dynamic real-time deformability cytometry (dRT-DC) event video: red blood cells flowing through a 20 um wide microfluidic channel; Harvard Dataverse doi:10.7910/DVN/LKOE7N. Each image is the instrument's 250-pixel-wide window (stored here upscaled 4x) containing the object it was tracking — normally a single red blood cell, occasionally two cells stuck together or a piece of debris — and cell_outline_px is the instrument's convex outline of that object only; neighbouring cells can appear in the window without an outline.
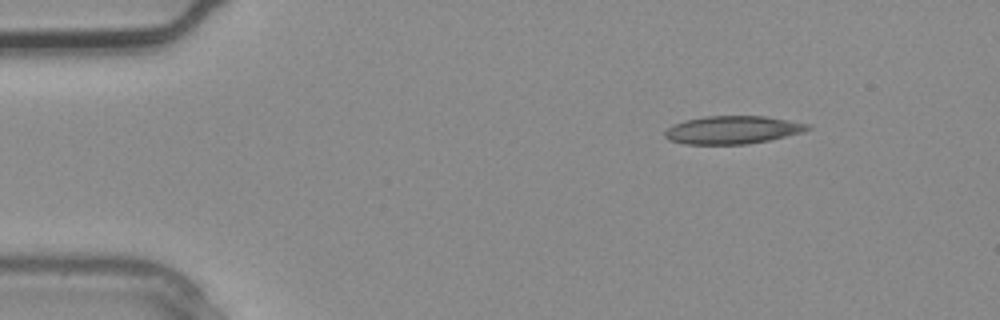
{"species": "common noctule bat (a hibernating species)", "species_latin": "Nyctalus noctula", "temperature_condition": "warm", "stored_images_in_passage": 3, "camera_frame_rate_fps": 3000, "um_per_image_px": 0.085, "animal": {"sex": "male", "body_mass_g": 20.4}, "frame": {"image": 1, "passage_image": 1, "time_ms": 0.0, "image_size_px": [1000, 320], "cell_outline_px": [[812, 128], [804, 132], [768, 140], [748, 144], [684, 144], [668, 140], [664, 136], [664, 132], [672, 124], [684, 120], [704, 116], [764, 116], [812, 124]], "centroid_in_image_um": [62.26, 11.04], "position_along_channel_um": 22.7, "area_um2": 23.47}}